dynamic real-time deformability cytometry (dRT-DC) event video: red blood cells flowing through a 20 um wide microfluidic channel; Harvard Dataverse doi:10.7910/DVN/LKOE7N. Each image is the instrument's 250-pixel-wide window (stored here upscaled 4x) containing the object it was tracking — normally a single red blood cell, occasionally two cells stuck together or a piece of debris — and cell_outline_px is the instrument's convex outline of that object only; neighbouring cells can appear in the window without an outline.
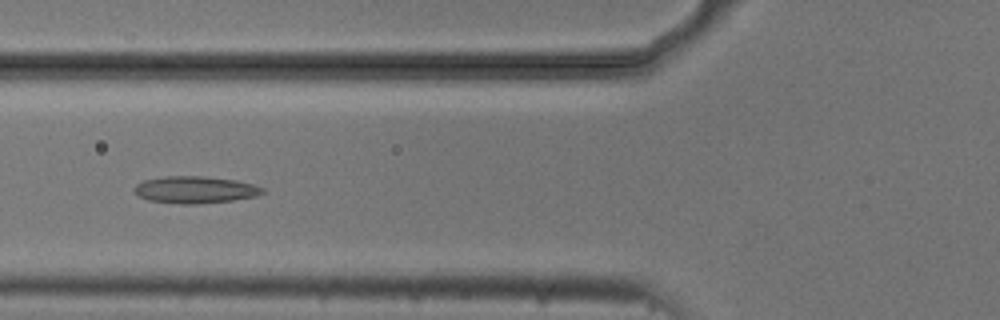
{"species": "common noctule bat (a hibernating species)", "species_latin": "Nyctalus noctula", "temperature_condition": "cold", "stored_images_in_passage": 5, "camera_frame_rate_fps": 3000, "um_per_image_px": 0.085, "animal": {"sex": "male", "body_mass_g": 20.5, "forearm_length_mm": 52.5}, "frame": {"image": 1, "passage_image": 3, "time_ms": 0.667, "image_size_px": [1000, 320], "cell_outline_px": [[264, 192], [256, 196], [232, 200], [192, 204], [180, 204], [148, 200], [140, 196], [132, 188], [136, 184], [144, 180], [164, 176], [204, 176], [236, 180], [252, 184], [264, 188]], "centroid_in_image_um": [16.57, 16.12], "position_along_channel_um": 109.2, "area_um2": 20.06}}
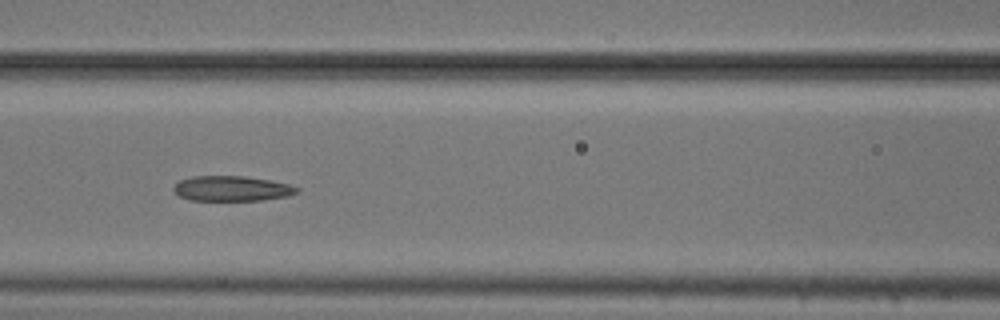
{"frame": {"image": 2, "passage_image": 4, "time_ms": 1.0, "image_size_px": [1000, 320], "cell_outline_px": [[300, 192], [288, 196], [264, 200], [192, 200], [180, 196], [172, 188], [180, 180], [192, 176], [244, 176], [268, 180], [288, 184], [300, 188]], "centroid_in_image_um": [19.74, 16.02], "position_along_channel_um": 146.9, "area_um2": 17.98}}
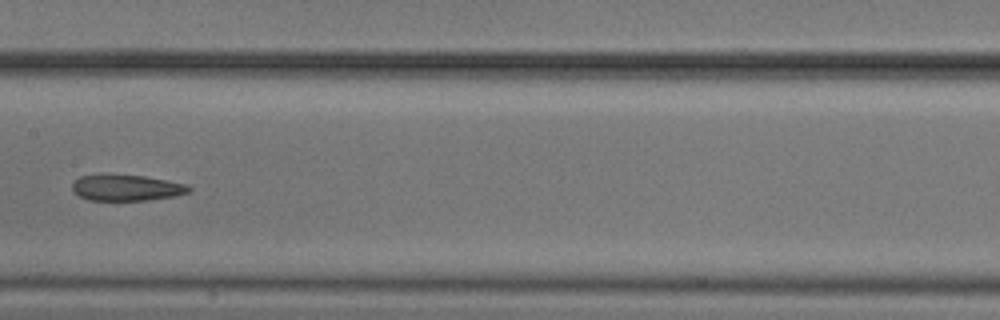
{"frame": {"image": 3, "passage_image": 5, "time_ms": 1.333, "image_size_px": [1000, 320], "cell_outline_px": [[192, 188], [188, 192], [172, 196], [148, 200], [88, 200], [72, 192], [72, 184], [80, 176], [144, 176], [188, 184]], "centroid_in_image_um": [10.76, 15.98], "position_along_channel_um": 196.6, "area_um2": 17.22}}